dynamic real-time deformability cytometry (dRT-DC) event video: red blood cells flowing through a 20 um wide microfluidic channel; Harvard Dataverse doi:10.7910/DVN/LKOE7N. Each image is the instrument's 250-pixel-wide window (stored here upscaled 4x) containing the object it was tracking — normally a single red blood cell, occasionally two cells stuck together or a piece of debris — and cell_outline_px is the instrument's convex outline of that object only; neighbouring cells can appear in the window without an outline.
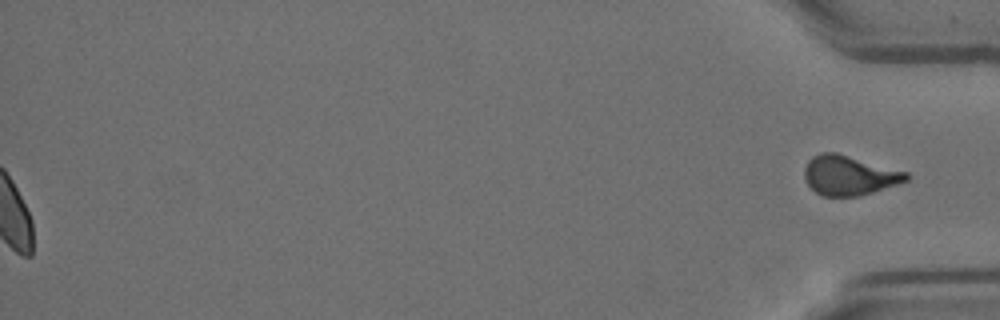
{"species": "Egyptian fruit bat (a non-hibernating species)", "species_latin": "Rousettus aegyptiacus", "temperature_condition": "room temperature", "stored_images_in_passage": 42, "segment_of_instrument_passage": [2, 2], "camera_frame_rate_fps": 3000, "um_per_image_px": 0.085, "animal": {"sex": "female"}, "frame": {"image": 1, "passage_image": 42, "time_ms": 13.667, "image_size_px": [1000, 320], "cell_outline_px": [[912, 176], [908, 180], [860, 196], [820, 196], [808, 184], [804, 176], [804, 168], [808, 160], [812, 156], [820, 152], [836, 152], [908, 172]], "centroid_in_image_um": [72.17, 14.9], "position_along_channel_um": 363.0, "area_um2": 23.58}}